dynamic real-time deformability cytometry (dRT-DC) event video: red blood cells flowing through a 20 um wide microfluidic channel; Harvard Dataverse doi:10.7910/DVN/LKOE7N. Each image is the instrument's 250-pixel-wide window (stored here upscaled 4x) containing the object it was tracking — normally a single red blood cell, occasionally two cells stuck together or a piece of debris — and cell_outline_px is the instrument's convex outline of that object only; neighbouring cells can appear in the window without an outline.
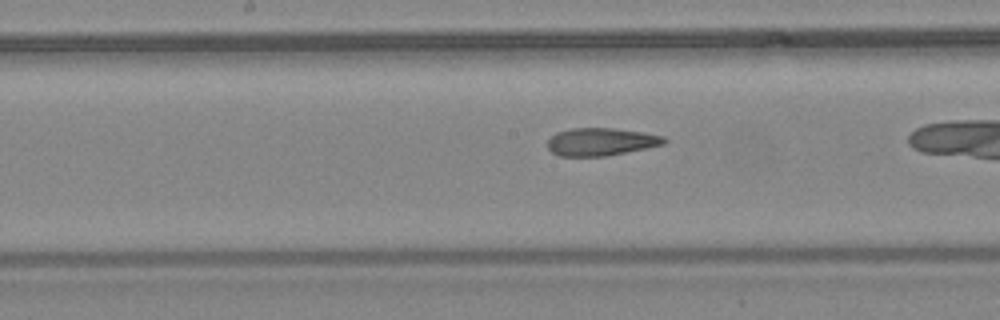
{"species": "common noctule bat (a hibernating species)", "species_latin": "Nyctalus noctula", "temperature_condition": "warm", "stored_images_in_passage": 28, "camera_frame_rate_fps": 3000, "um_per_image_px": 0.085, "animal": {"sex": "female", "body_mass_g": 24.6, "forearm_length_mm": 56.2}, "frame": {"image": 1, "passage_image": 16, "time_ms": 5.0, "image_size_px": [1000, 320], "cell_outline_px": [[668, 140], [664, 144], [648, 148], [604, 156], [560, 156], [552, 152], [548, 148], [548, 140], [556, 132], [572, 128], [612, 128], [640, 132], [664, 136]], "centroid_in_image_um": [51.08, 12.05], "position_along_channel_um": 197.1, "area_um2": 18.73}}